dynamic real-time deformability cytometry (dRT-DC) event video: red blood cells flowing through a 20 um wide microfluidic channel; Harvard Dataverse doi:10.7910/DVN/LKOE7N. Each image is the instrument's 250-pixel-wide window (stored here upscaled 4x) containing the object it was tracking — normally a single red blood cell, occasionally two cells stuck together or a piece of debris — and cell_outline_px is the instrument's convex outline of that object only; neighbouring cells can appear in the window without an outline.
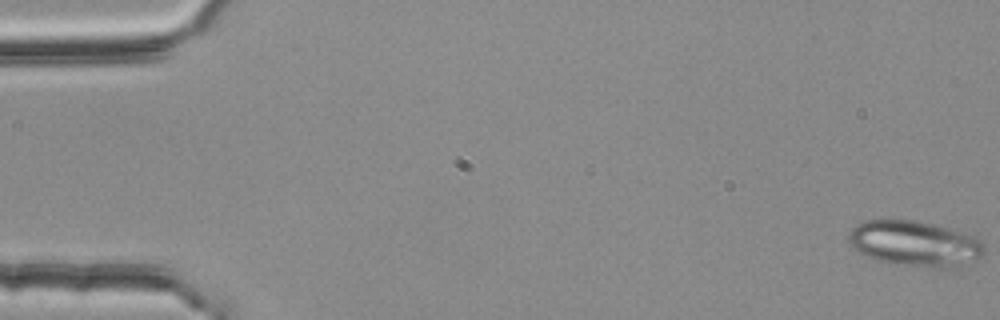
{"species": "common noctule bat (a hibernating species)", "species_latin": "Nyctalus noctula", "temperature_condition": "room temperature", "stored_images_in_passage": 16, "camera_frame_rate_fps": 3000, "um_per_image_px": 0.085, "animal": {"sex": "female", "body_mass_g": 25.1}, "frame": {"image": 1, "passage_image": 1, "time_ms": 0.0, "image_size_px": [1000, 320], "cell_outline_px": [[984, 256], [968, 264], [940, 272], [896, 264], [876, 260], [860, 252], [848, 240], [848, 232], [856, 224], [864, 220], [912, 220], [944, 228], [972, 236], [980, 240], [984, 244]], "centroid_in_image_um": [77.8, 20.77], "position_along_channel_um": 7.2, "area_um2": 36.47}}